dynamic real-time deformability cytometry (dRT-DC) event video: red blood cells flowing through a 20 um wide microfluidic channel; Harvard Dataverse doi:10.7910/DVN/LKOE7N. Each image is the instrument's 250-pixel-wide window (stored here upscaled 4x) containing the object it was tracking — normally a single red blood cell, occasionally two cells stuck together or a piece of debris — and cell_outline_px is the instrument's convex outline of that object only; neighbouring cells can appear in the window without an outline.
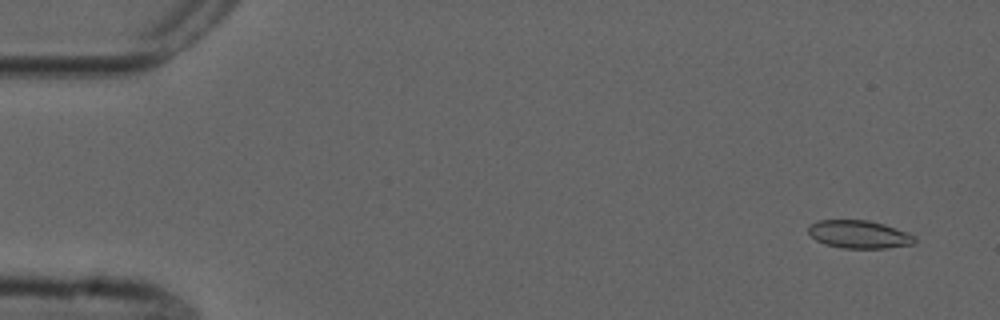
{"species": "common noctule bat (a hibernating species)", "species_latin": "Nyctalus noctula", "temperature_condition": "cold", "stored_images_in_passage": 52, "camera_frame_rate_fps": 3000, "um_per_image_px": 0.085, "animal": {"sex": "male", "forearm_length_mm": 52.5}, "frame": {"image": 1, "passage_image": 3, "time_ms": 0.667, "image_size_px": [1000, 320], "cell_outline_px": [[916, 240], [912, 244], [884, 248], [840, 248], [824, 244], [816, 240], [808, 232], [808, 224], [816, 220], [868, 220], [884, 224], [908, 232], [916, 236]], "centroid_in_image_um": [72.99, 19.91], "position_along_channel_um": 12.0, "area_um2": 17.46}}
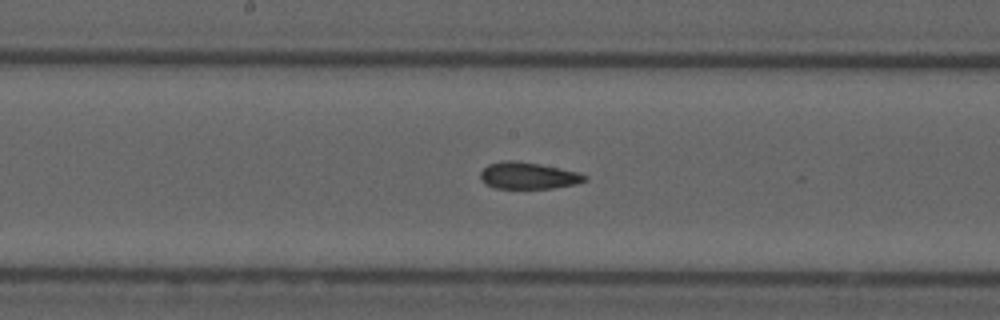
{"frame": {"image": 2, "passage_image": 28, "time_ms": 9.0, "image_size_px": [1000, 320], "cell_outline_px": [[588, 180], [576, 184], [552, 188], [496, 188], [484, 184], [480, 180], [480, 172], [488, 164], [504, 160], [512, 160], [540, 164], [560, 168], [576, 172], [588, 176]], "centroid_in_image_um": [44.87, 14.93], "position_along_channel_um": 203.3, "area_um2": 16.3}}
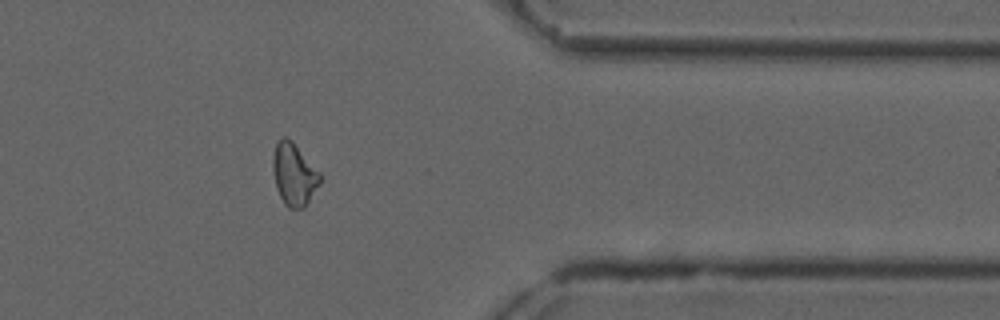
{"frame": {"image": 3, "passage_image": 44, "time_ms": 14.333, "image_size_px": [1000, 320], "cell_outline_px": [[320, 184], [304, 208], [288, 208], [284, 204], [276, 188], [272, 168], [272, 160], [276, 144], [284, 136], [292, 140], [320, 172]], "centroid_in_image_um": [24.99, 14.83], "position_along_channel_um": 386.4, "area_um2": 17.11}, "authors_computed_cell_mechanics": {"area_um2": 16.9354, "velocity_mm_per_s": 3.7509, "shape_relaxation_time_tau1_ms": null, "shape_relaxation_time_tau2_ms": 2.3388, "deformation_change_tau1": null, "deformation_change_tau2": 0.0738}}